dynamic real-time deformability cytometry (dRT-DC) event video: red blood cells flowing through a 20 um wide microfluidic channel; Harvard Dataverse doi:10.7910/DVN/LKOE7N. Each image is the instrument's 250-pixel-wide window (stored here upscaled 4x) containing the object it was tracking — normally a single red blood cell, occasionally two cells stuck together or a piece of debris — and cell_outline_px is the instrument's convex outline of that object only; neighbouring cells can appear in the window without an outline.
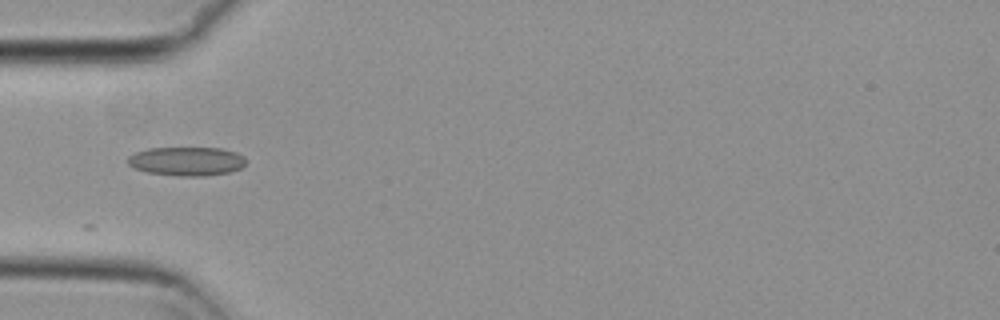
{"species": "common noctule bat (a hibernating species)", "species_latin": "Nyctalus noctula", "temperature_condition": "cold", "stored_images_in_passage": 10, "camera_frame_rate_fps": 3000, "um_per_image_px": 0.085, "animal": {"sex": "female", "body_mass_g": 29.2, "forearm_length_mm": 56.3}, "frame": {"image": 1, "passage_image": 1, "time_ms": 0.0, "image_size_px": [1000, 320], "cell_outline_px": [[248, 160], [240, 168], [228, 172], [204, 176], [184, 176], [148, 172], [136, 168], [128, 164], [128, 156], [136, 152], [148, 148], [220, 148], [236, 152], [244, 156]], "centroid_in_image_um": [15.89, 13.69], "position_along_channel_um": 69.1, "area_um2": 19.71}}
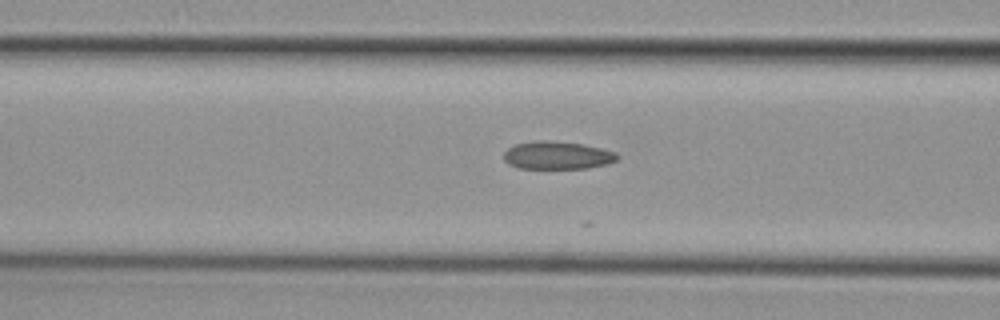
{"frame": {"image": 2, "passage_image": 5, "time_ms": 1.333, "image_size_px": [1000, 320], "cell_outline_px": [[620, 156], [616, 160], [608, 164], [588, 168], [520, 168], [508, 164], [504, 160], [504, 152], [508, 148], [516, 144], [536, 140], [544, 140], [580, 144], [600, 148], [616, 152]], "centroid_in_image_um": [47.37, 13.21], "position_along_channel_um": 119.2, "area_um2": 18.32}}
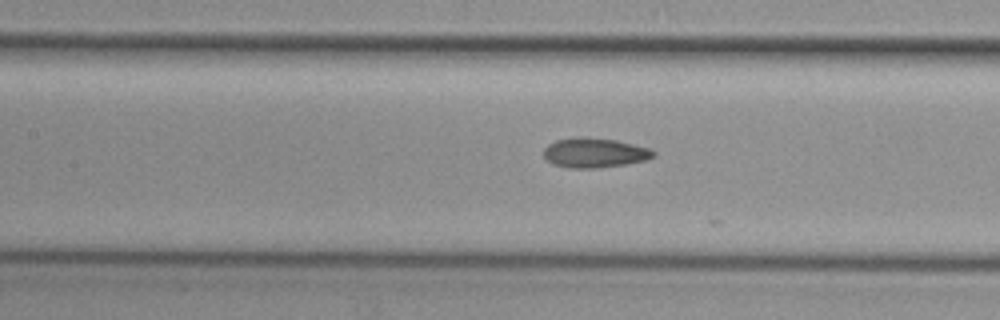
{"frame": {"image": 3, "passage_image": 8, "time_ms": 2.333, "image_size_px": [1000, 320], "cell_outline_px": [[656, 156], [648, 160], [628, 164], [596, 168], [568, 168], [552, 164], [544, 156], [544, 148], [548, 144], [556, 140], [572, 136], [584, 136], [616, 140], [652, 148], [656, 152]], "centroid_in_image_um": [50.57, 12.98], "position_along_channel_um": 156.8, "area_um2": 19.48}}